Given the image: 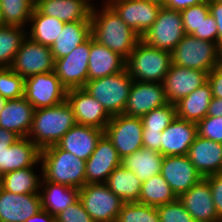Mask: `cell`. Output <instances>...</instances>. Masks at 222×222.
Returning a JSON list of instances; mask_svg holds the SVG:
<instances>
[{
    "label": "cell",
    "mask_w": 222,
    "mask_h": 222,
    "mask_svg": "<svg viewBox=\"0 0 222 222\" xmlns=\"http://www.w3.org/2000/svg\"><path fill=\"white\" fill-rule=\"evenodd\" d=\"M41 149L29 138H19L14 144L0 152V173L41 166ZM39 164V165H38Z\"/></svg>",
    "instance_id": "cell-22"
},
{
    "label": "cell",
    "mask_w": 222,
    "mask_h": 222,
    "mask_svg": "<svg viewBox=\"0 0 222 222\" xmlns=\"http://www.w3.org/2000/svg\"><path fill=\"white\" fill-rule=\"evenodd\" d=\"M25 79L11 68H0V96L7 100L24 97Z\"/></svg>",
    "instance_id": "cell-40"
},
{
    "label": "cell",
    "mask_w": 222,
    "mask_h": 222,
    "mask_svg": "<svg viewBox=\"0 0 222 222\" xmlns=\"http://www.w3.org/2000/svg\"><path fill=\"white\" fill-rule=\"evenodd\" d=\"M185 35L181 11L162 6L156 21L141 40L153 48L172 52Z\"/></svg>",
    "instance_id": "cell-8"
},
{
    "label": "cell",
    "mask_w": 222,
    "mask_h": 222,
    "mask_svg": "<svg viewBox=\"0 0 222 222\" xmlns=\"http://www.w3.org/2000/svg\"><path fill=\"white\" fill-rule=\"evenodd\" d=\"M177 117L176 105L165 104L141 117L143 131H163Z\"/></svg>",
    "instance_id": "cell-39"
},
{
    "label": "cell",
    "mask_w": 222,
    "mask_h": 222,
    "mask_svg": "<svg viewBox=\"0 0 222 222\" xmlns=\"http://www.w3.org/2000/svg\"><path fill=\"white\" fill-rule=\"evenodd\" d=\"M220 64L222 65V51H221V56H220Z\"/></svg>",
    "instance_id": "cell-58"
},
{
    "label": "cell",
    "mask_w": 222,
    "mask_h": 222,
    "mask_svg": "<svg viewBox=\"0 0 222 222\" xmlns=\"http://www.w3.org/2000/svg\"><path fill=\"white\" fill-rule=\"evenodd\" d=\"M67 89L54 71L25 78L24 97L34 109L58 105L66 100Z\"/></svg>",
    "instance_id": "cell-10"
},
{
    "label": "cell",
    "mask_w": 222,
    "mask_h": 222,
    "mask_svg": "<svg viewBox=\"0 0 222 222\" xmlns=\"http://www.w3.org/2000/svg\"><path fill=\"white\" fill-rule=\"evenodd\" d=\"M210 13L208 2L188 7L181 11L184 31L188 35H192Z\"/></svg>",
    "instance_id": "cell-41"
},
{
    "label": "cell",
    "mask_w": 222,
    "mask_h": 222,
    "mask_svg": "<svg viewBox=\"0 0 222 222\" xmlns=\"http://www.w3.org/2000/svg\"><path fill=\"white\" fill-rule=\"evenodd\" d=\"M40 209L39 193L16 194L0 187V222H25Z\"/></svg>",
    "instance_id": "cell-20"
},
{
    "label": "cell",
    "mask_w": 222,
    "mask_h": 222,
    "mask_svg": "<svg viewBox=\"0 0 222 222\" xmlns=\"http://www.w3.org/2000/svg\"><path fill=\"white\" fill-rule=\"evenodd\" d=\"M171 64V52L140 40L126 59L125 68L135 81L163 83Z\"/></svg>",
    "instance_id": "cell-4"
},
{
    "label": "cell",
    "mask_w": 222,
    "mask_h": 222,
    "mask_svg": "<svg viewBox=\"0 0 222 222\" xmlns=\"http://www.w3.org/2000/svg\"><path fill=\"white\" fill-rule=\"evenodd\" d=\"M121 160L111 141L103 134L86 161V184L106 183L109 175L121 165Z\"/></svg>",
    "instance_id": "cell-16"
},
{
    "label": "cell",
    "mask_w": 222,
    "mask_h": 222,
    "mask_svg": "<svg viewBox=\"0 0 222 222\" xmlns=\"http://www.w3.org/2000/svg\"><path fill=\"white\" fill-rule=\"evenodd\" d=\"M2 25H3V19H2L1 8H0V26Z\"/></svg>",
    "instance_id": "cell-57"
},
{
    "label": "cell",
    "mask_w": 222,
    "mask_h": 222,
    "mask_svg": "<svg viewBox=\"0 0 222 222\" xmlns=\"http://www.w3.org/2000/svg\"><path fill=\"white\" fill-rule=\"evenodd\" d=\"M116 222H160V218L156 207L128 202L123 204Z\"/></svg>",
    "instance_id": "cell-38"
},
{
    "label": "cell",
    "mask_w": 222,
    "mask_h": 222,
    "mask_svg": "<svg viewBox=\"0 0 222 222\" xmlns=\"http://www.w3.org/2000/svg\"><path fill=\"white\" fill-rule=\"evenodd\" d=\"M105 184L125 203L138 202L142 181L133 171L120 165L109 175Z\"/></svg>",
    "instance_id": "cell-34"
},
{
    "label": "cell",
    "mask_w": 222,
    "mask_h": 222,
    "mask_svg": "<svg viewBox=\"0 0 222 222\" xmlns=\"http://www.w3.org/2000/svg\"><path fill=\"white\" fill-rule=\"evenodd\" d=\"M161 133L162 131H143V147L155 150L161 153Z\"/></svg>",
    "instance_id": "cell-49"
},
{
    "label": "cell",
    "mask_w": 222,
    "mask_h": 222,
    "mask_svg": "<svg viewBox=\"0 0 222 222\" xmlns=\"http://www.w3.org/2000/svg\"><path fill=\"white\" fill-rule=\"evenodd\" d=\"M64 24L65 22L55 17L44 15L34 7L28 24L29 27H27V36L31 40L51 48L60 31L63 30Z\"/></svg>",
    "instance_id": "cell-32"
},
{
    "label": "cell",
    "mask_w": 222,
    "mask_h": 222,
    "mask_svg": "<svg viewBox=\"0 0 222 222\" xmlns=\"http://www.w3.org/2000/svg\"><path fill=\"white\" fill-rule=\"evenodd\" d=\"M104 130L87 125L76 124L56 144L79 159L87 161L96 148Z\"/></svg>",
    "instance_id": "cell-25"
},
{
    "label": "cell",
    "mask_w": 222,
    "mask_h": 222,
    "mask_svg": "<svg viewBox=\"0 0 222 222\" xmlns=\"http://www.w3.org/2000/svg\"><path fill=\"white\" fill-rule=\"evenodd\" d=\"M102 4L110 5L112 2L117 1V0H101Z\"/></svg>",
    "instance_id": "cell-56"
},
{
    "label": "cell",
    "mask_w": 222,
    "mask_h": 222,
    "mask_svg": "<svg viewBox=\"0 0 222 222\" xmlns=\"http://www.w3.org/2000/svg\"><path fill=\"white\" fill-rule=\"evenodd\" d=\"M187 156L203 178L222 172V143L197 136Z\"/></svg>",
    "instance_id": "cell-23"
},
{
    "label": "cell",
    "mask_w": 222,
    "mask_h": 222,
    "mask_svg": "<svg viewBox=\"0 0 222 222\" xmlns=\"http://www.w3.org/2000/svg\"><path fill=\"white\" fill-rule=\"evenodd\" d=\"M163 155L155 150L142 147L122 158L121 165L135 173L140 181L144 182L161 172Z\"/></svg>",
    "instance_id": "cell-31"
},
{
    "label": "cell",
    "mask_w": 222,
    "mask_h": 222,
    "mask_svg": "<svg viewBox=\"0 0 222 222\" xmlns=\"http://www.w3.org/2000/svg\"><path fill=\"white\" fill-rule=\"evenodd\" d=\"M192 36L197 39L214 42L218 45V27L214 17L210 13L202 20L199 29Z\"/></svg>",
    "instance_id": "cell-45"
},
{
    "label": "cell",
    "mask_w": 222,
    "mask_h": 222,
    "mask_svg": "<svg viewBox=\"0 0 222 222\" xmlns=\"http://www.w3.org/2000/svg\"><path fill=\"white\" fill-rule=\"evenodd\" d=\"M146 1H150V2H154L156 4H159L161 6H164L166 0H146Z\"/></svg>",
    "instance_id": "cell-55"
},
{
    "label": "cell",
    "mask_w": 222,
    "mask_h": 222,
    "mask_svg": "<svg viewBox=\"0 0 222 222\" xmlns=\"http://www.w3.org/2000/svg\"><path fill=\"white\" fill-rule=\"evenodd\" d=\"M160 174L177 197L188 191L203 178L187 155L164 156Z\"/></svg>",
    "instance_id": "cell-17"
},
{
    "label": "cell",
    "mask_w": 222,
    "mask_h": 222,
    "mask_svg": "<svg viewBox=\"0 0 222 222\" xmlns=\"http://www.w3.org/2000/svg\"><path fill=\"white\" fill-rule=\"evenodd\" d=\"M66 101L74 112L77 124L104 130L111 120L104 107L84 88L67 90Z\"/></svg>",
    "instance_id": "cell-15"
},
{
    "label": "cell",
    "mask_w": 222,
    "mask_h": 222,
    "mask_svg": "<svg viewBox=\"0 0 222 222\" xmlns=\"http://www.w3.org/2000/svg\"><path fill=\"white\" fill-rule=\"evenodd\" d=\"M34 107L25 98L7 100L0 112V127L26 138L32 126Z\"/></svg>",
    "instance_id": "cell-26"
},
{
    "label": "cell",
    "mask_w": 222,
    "mask_h": 222,
    "mask_svg": "<svg viewBox=\"0 0 222 222\" xmlns=\"http://www.w3.org/2000/svg\"><path fill=\"white\" fill-rule=\"evenodd\" d=\"M39 195L41 209L57 216L79 199V189L50 181H41Z\"/></svg>",
    "instance_id": "cell-28"
},
{
    "label": "cell",
    "mask_w": 222,
    "mask_h": 222,
    "mask_svg": "<svg viewBox=\"0 0 222 222\" xmlns=\"http://www.w3.org/2000/svg\"><path fill=\"white\" fill-rule=\"evenodd\" d=\"M198 136L222 143V117L206 116L197 123Z\"/></svg>",
    "instance_id": "cell-43"
},
{
    "label": "cell",
    "mask_w": 222,
    "mask_h": 222,
    "mask_svg": "<svg viewBox=\"0 0 222 222\" xmlns=\"http://www.w3.org/2000/svg\"><path fill=\"white\" fill-rule=\"evenodd\" d=\"M211 99V87L207 81L175 103L177 117L197 124L207 116Z\"/></svg>",
    "instance_id": "cell-29"
},
{
    "label": "cell",
    "mask_w": 222,
    "mask_h": 222,
    "mask_svg": "<svg viewBox=\"0 0 222 222\" xmlns=\"http://www.w3.org/2000/svg\"><path fill=\"white\" fill-rule=\"evenodd\" d=\"M156 208L160 222H195L179 199Z\"/></svg>",
    "instance_id": "cell-42"
},
{
    "label": "cell",
    "mask_w": 222,
    "mask_h": 222,
    "mask_svg": "<svg viewBox=\"0 0 222 222\" xmlns=\"http://www.w3.org/2000/svg\"><path fill=\"white\" fill-rule=\"evenodd\" d=\"M208 73L171 64L163 81L169 103L175 104L207 82Z\"/></svg>",
    "instance_id": "cell-18"
},
{
    "label": "cell",
    "mask_w": 222,
    "mask_h": 222,
    "mask_svg": "<svg viewBox=\"0 0 222 222\" xmlns=\"http://www.w3.org/2000/svg\"><path fill=\"white\" fill-rule=\"evenodd\" d=\"M141 117L119 114L111 116L104 134L111 141L121 159L143 147Z\"/></svg>",
    "instance_id": "cell-9"
},
{
    "label": "cell",
    "mask_w": 222,
    "mask_h": 222,
    "mask_svg": "<svg viewBox=\"0 0 222 222\" xmlns=\"http://www.w3.org/2000/svg\"><path fill=\"white\" fill-rule=\"evenodd\" d=\"M20 137L14 132L0 127V152L14 144Z\"/></svg>",
    "instance_id": "cell-51"
},
{
    "label": "cell",
    "mask_w": 222,
    "mask_h": 222,
    "mask_svg": "<svg viewBox=\"0 0 222 222\" xmlns=\"http://www.w3.org/2000/svg\"><path fill=\"white\" fill-rule=\"evenodd\" d=\"M54 64L51 48L26 36L10 68L25 79L35 74L54 71Z\"/></svg>",
    "instance_id": "cell-11"
},
{
    "label": "cell",
    "mask_w": 222,
    "mask_h": 222,
    "mask_svg": "<svg viewBox=\"0 0 222 222\" xmlns=\"http://www.w3.org/2000/svg\"><path fill=\"white\" fill-rule=\"evenodd\" d=\"M25 222H56V216L46 210L40 209L35 215L29 217Z\"/></svg>",
    "instance_id": "cell-52"
},
{
    "label": "cell",
    "mask_w": 222,
    "mask_h": 222,
    "mask_svg": "<svg viewBox=\"0 0 222 222\" xmlns=\"http://www.w3.org/2000/svg\"><path fill=\"white\" fill-rule=\"evenodd\" d=\"M210 14L218 27V48L222 51V0H208Z\"/></svg>",
    "instance_id": "cell-48"
},
{
    "label": "cell",
    "mask_w": 222,
    "mask_h": 222,
    "mask_svg": "<svg viewBox=\"0 0 222 222\" xmlns=\"http://www.w3.org/2000/svg\"><path fill=\"white\" fill-rule=\"evenodd\" d=\"M125 64L122 56L90 37L88 80L117 74L125 69Z\"/></svg>",
    "instance_id": "cell-27"
},
{
    "label": "cell",
    "mask_w": 222,
    "mask_h": 222,
    "mask_svg": "<svg viewBox=\"0 0 222 222\" xmlns=\"http://www.w3.org/2000/svg\"><path fill=\"white\" fill-rule=\"evenodd\" d=\"M168 103L163 83L133 80L123 114L142 117Z\"/></svg>",
    "instance_id": "cell-13"
},
{
    "label": "cell",
    "mask_w": 222,
    "mask_h": 222,
    "mask_svg": "<svg viewBox=\"0 0 222 222\" xmlns=\"http://www.w3.org/2000/svg\"><path fill=\"white\" fill-rule=\"evenodd\" d=\"M91 37V21L67 22L51 46L54 60L70 54L77 46Z\"/></svg>",
    "instance_id": "cell-30"
},
{
    "label": "cell",
    "mask_w": 222,
    "mask_h": 222,
    "mask_svg": "<svg viewBox=\"0 0 222 222\" xmlns=\"http://www.w3.org/2000/svg\"><path fill=\"white\" fill-rule=\"evenodd\" d=\"M208 83L211 87L212 97L222 99V65L220 64L216 68H213L208 73Z\"/></svg>",
    "instance_id": "cell-47"
},
{
    "label": "cell",
    "mask_w": 222,
    "mask_h": 222,
    "mask_svg": "<svg viewBox=\"0 0 222 222\" xmlns=\"http://www.w3.org/2000/svg\"><path fill=\"white\" fill-rule=\"evenodd\" d=\"M76 124L74 112L65 100L52 107L35 109L27 138L42 150L56 145Z\"/></svg>",
    "instance_id": "cell-2"
},
{
    "label": "cell",
    "mask_w": 222,
    "mask_h": 222,
    "mask_svg": "<svg viewBox=\"0 0 222 222\" xmlns=\"http://www.w3.org/2000/svg\"><path fill=\"white\" fill-rule=\"evenodd\" d=\"M218 45L186 34L171 52L172 64L209 73L220 65Z\"/></svg>",
    "instance_id": "cell-6"
},
{
    "label": "cell",
    "mask_w": 222,
    "mask_h": 222,
    "mask_svg": "<svg viewBox=\"0 0 222 222\" xmlns=\"http://www.w3.org/2000/svg\"><path fill=\"white\" fill-rule=\"evenodd\" d=\"M6 102H7V99H5L2 96H0V112L4 108Z\"/></svg>",
    "instance_id": "cell-54"
},
{
    "label": "cell",
    "mask_w": 222,
    "mask_h": 222,
    "mask_svg": "<svg viewBox=\"0 0 222 222\" xmlns=\"http://www.w3.org/2000/svg\"><path fill=\"white\" fill-rule=\"evenodd\" d=\"M56 222H94L80 199L66 207L56 216Z\"/></svg>",
    "instance_id": "cell-44"
},
{
    "label": "cell",
    "mask_w": 222,
    "mask_h": 222,
    "mask_svg": "<svg viewBox=\"0 0 222 222\" xmlns=\"http://www.w3.org/2000/svg\"><path fill=\"white\" fill-rule=\"evenodd\" d=\"M79 199L94 222H116L125 203L105 183L85 184Z\"/></svg>",
    "instance_id": "cell-7"
},
{
    "label": "cell",
    "mask_w": 222,
    "mask_h": 222,
    "mask_svg": "<svg viewBox=\"0 0 222 222\" xmlns=\"http://www.w3.org/2000/svg\"><path fill=\"white\" fill-rule=\"evenodd\" d=\"M197 133V124L176 117L161 133V154L163 156H184L188 154Z\"/></svg>",
    "instance_id": "cell-21"
},
{
    "label": "cell",
    "mask_w": 222,
    "mask_h": 222,
    "mask_svg": "<svg viewBox=\"0 0 222 222\" xmlns=\"http://www.w3.org/2000/svg\"><path fill=\"white\" fill-rule=\"evenodd\" d=\"M90 38L70 54L55 60L54 72L67 89L83 88L88 81Z\"/></svg>",
    "instance_id": "cell-12"
},
{
    "label": "cell",
    "mask_w": 222,
    "mask_h": 222,
    "mask_svg": "<svg viewBox=\"0 0 222 222\" xmlns=\"http://www.w3.org/2000/svg\"><path fill=\"white\" fill-rule=\"evenodd\" d=\"M34 7L35 0H0L3 25L27 29Z\"/></svg>",
    "instance_id": "cell-37"
},
{
    "label": "cell",
    "mask_w": 222,
    "mask_h": 222,
    "mask_svg": "<svg viewBox=\"0 0 222 222\" xmlns=\"http://www.w3.org/2000/svg\"><path fill=\"white\" fill-rule=\"evenodd\" d=\"M1 179H2V175H1V173H0V186H1Z\"/></svg>",
    "instance_id": "cell-59"
},
{
    "label": "cell",
    "mask_w": 222,
    "mask_h": 222,
    "mask_svg": "<svg viewBox=\"0 0 222 222\" xmlns=\"http://www.w3.org/2000/svg\"><path fill=\"white\" fill-rule=\"evenodd\" d=\"M121 20L142 37L156 21L161 5L146 0H117L110 4Z\"/></svg>",
    "instance_id": "cell-14"
},
{
    "label": "cell",
    "mask_w": 222,
    "mask_h": 222,
    "mask_svg": "<svg viewBox=\"0 0 222 222\" xmlns=\"http://www.w3.org/2000/svg\"><path fill=\"white\" fill-rule=\"evenodd\" d=\"M204 178L209 182L213 203L218 216L222 219V173L208 175Z\"/></svg>",
    "instance_id": "cell-46"
},
{
    "label": "cell",
    "mask_w": 222,
    "mask_h": 222,
    "mask_svg": "<svg viewBox=\"0 0 222 222\" xmlns=\"http://www.w3.org/2000/svg\"><path fill=\"white\" fill-rule=\"evenodd\" d=\"M42 181L81 189L86 184V161L52 145L41 150Z\"/></svg>",
    "instance_id": "cell-3"
},
{
    "label": "cell",
    "mask_w": 222,
    "mask_h": 222,
    "mask_svg": "<svg viewBox=\"0 0 222 222\" xmlns=\"http://www.w3.org/2000/svg\"><path fill=\"white\" fill-rule=\"evenodd\" d=\"M37 166L26 167L2 175L1 188L16 194L39 193L42 181V167L40 173L35 170ZM40 174V175H38Z\"/></svg>",
    "instance_id": "cell-33"
},
{
    "label": "cell",
    "mask_w": 222,
    "mask_h": 222,
    "mask_svg": "<svg viewBox=\"0 0 222 222\" xmlns=\"http://www.w3.org/2000/svg\"><path fill=\"white\" fill-rule=\"evenodd\" d=\"M195 222H221L213 203L209 182L202 178L178 197Z\"/></svg>",
    "instance_id": "cell-19"
},
{
    "label": "cell",
    "mask_w": 222,
    "mask_h": 222,
    "mask_svg": "<svg viewBox=\"0 0 222 222\" xmlns=\"http://www.w3.org/2000/svg\"><path fill=\"white\" fill-rule=\"evenodd\" d=\"M94 0H35V7L44 15L65 23L91 21Z\"/></svg>",
    "instance_id": "cell-24"
},
{
    "label": "cell",
    "mask_w": 222,
    "mask_h": 222,
    "mask_svg": "<svg viewBox=\"0 0 222 222\" xmlns=\"http://www.w3.org/2000/svg\"><path fill=\"white\" fill-rule=\"evenodd\" d=\"M98 5L100 7L94 3L91 10V37L126 60L141 37L121 20L110 5Z\"/></svg>",
    "instance_id": "cell-1"
},
{
    "label": "cell",
    "mask_w": 222,
    "mask_h": 222,
    "mask_svg": "<svg viewBox=\"0 0 222 222\" xmlns=\"http://www.w3.org/2000/svg\"><path fill=\"white\" fill-rule=\"evenodd\" d=\"M27 29L13 25L0 26V68H10Z\"/></svg>",
    "instance_id": "cell-36"
},
{
    "label": "cell",
    "mask_w": 222,
    "mask_h": 222,
    "mask_svg": "<svg viewBox=\"0 0 222 222\" xmlns=\"http://www.w3.org/2000/svg\"><path fill=\"white\" fill-rule=\"evenodd\" d=\"M167 181L161 174L155 175L142 182L138 202L148 206L158 207L177 200Z\"/></svg>",
    "instance_id": "cell-35"
},
{
    "label": "cell",
    "mask_w": 222,
    "mask_h": 222,
    "mask_svg": "<svg viewBox=\"0 0 222 222\" xmlns=\"http://www.w3.org/2000/svg\"><path fill=\"white\" fill-rule=\"evenodd\" d=\"M133 79L126 68L114 75L88 80L84 89L110 116L122 114L127 104Z\"/></svg>",
    "instance_id": "cell-5"
},
{
    "label": "cell",
    "mask_w": 222,
    "mask_h": 222,
    "mask_svg": "<svg viewBox=\"0 0 222 222\" xmlns=\"http://www.w3.org/2000/svg\"><path fill=\"white\" fill-rule=\"evenodd\" d=\"M207 116L222 117V99L212 97Z\"/></svg>",
    "instance_id": "cell-53"
},
{
    "label": "cell",
    "mask_w": 222,
    "mask_h": 222,
    "mask_svg": "<svg viewBox=\"0 0 222 222\" xmlns=\"http://www.w3.org/2000/svg\"><path fill=\"white\" fill-rule=\"evenodd\" d=\"M208 2V0H166L164 7L176 11H182L188 7Z\"/></svg>",
    "instance_id": "cell-50"
}]
</instances>
